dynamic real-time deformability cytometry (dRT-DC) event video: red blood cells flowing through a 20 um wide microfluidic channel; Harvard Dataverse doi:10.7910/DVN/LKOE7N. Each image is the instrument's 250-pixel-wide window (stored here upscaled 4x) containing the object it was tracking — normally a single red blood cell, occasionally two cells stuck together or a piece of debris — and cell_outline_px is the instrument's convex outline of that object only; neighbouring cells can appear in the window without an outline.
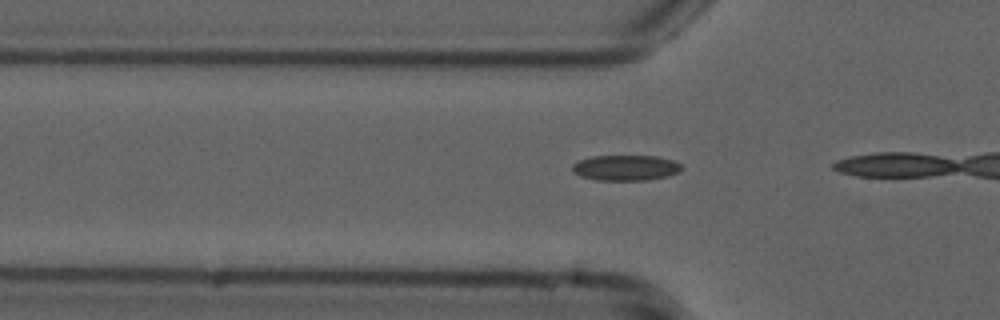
{"species": "common noctule bat (a hibernating species)", "species_latin": "Nyctalus noctula", "temperature_condition": "cold", "stored_images_in_passage": 6, "camera_frame_rate_fps": 3000, "um_per_image_px": 0.085, "animal": {"sex": "male", "forearm_length_mm": 52.5}, "frame": {"image": 1, "passage_image": 4, "time_ms": 1.0, "image_size_px": [1000, 320], "cell_outline_px": [[684, 168], [680, 172], [668, 176], [648, 180], [596, 180], [580, 176], [572, 172], [572, 164], [580, 160], [592, 156], [656, 156], [672, 160], [680, 164]], "centroid_in_image_um": [53.19, 14.27], "position_along_channel_um": 72.6, "area_um2": 16.36}}